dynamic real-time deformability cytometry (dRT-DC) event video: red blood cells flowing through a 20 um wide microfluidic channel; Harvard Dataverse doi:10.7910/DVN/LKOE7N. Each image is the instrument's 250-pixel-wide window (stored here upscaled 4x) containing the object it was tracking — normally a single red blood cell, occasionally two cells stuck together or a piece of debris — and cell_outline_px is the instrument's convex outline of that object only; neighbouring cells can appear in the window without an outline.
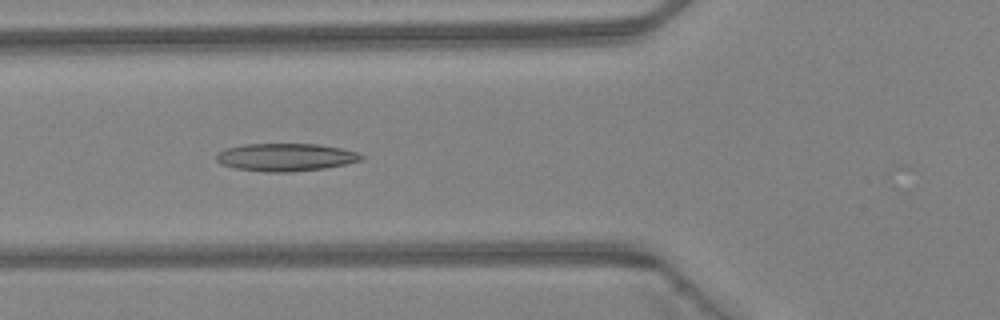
{"species": "Egyptian fruit bat (a non-hibernating species)", "species_latin": "Rousettus aegyptiacus", "temperature_condition": "warm", "stored_images_in_passage": 5, "camera_frame_rate_fps": 3000, "um_per_image_px": 0.085, "animal": {"sex": "female"}, "frame": {"image": 1, "passage_image": 5, "time_ms": 1.333, "image_size_px": [1000, 320], "cell_outline_px": [[364, 156], [360, 160], [344, 164], [324, 168], [288, 172], [264, 172], [236, 168], [220, 164], [216, 160], [216, 152], [224, 148], [244, 144], [316, 144], [340, 148], [356, 152]], "centroid_in_image_um": [24.2, 13.36], "position_along_channel_um": 101.6, "area_um2": 23.35}}